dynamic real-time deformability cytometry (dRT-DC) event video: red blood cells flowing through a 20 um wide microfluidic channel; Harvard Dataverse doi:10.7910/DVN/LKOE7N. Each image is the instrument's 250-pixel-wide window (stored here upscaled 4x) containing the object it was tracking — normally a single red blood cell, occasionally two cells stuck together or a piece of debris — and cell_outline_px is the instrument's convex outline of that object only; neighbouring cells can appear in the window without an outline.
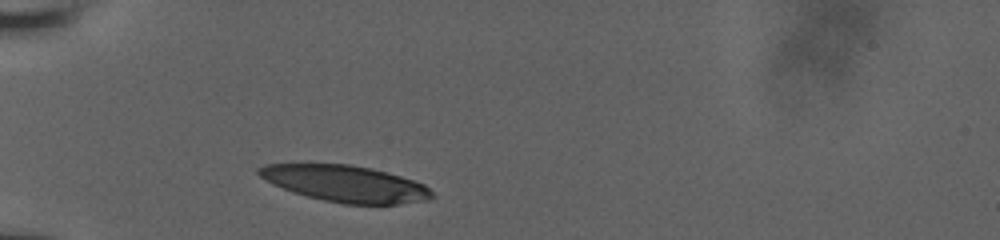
{"species": "human", "species_latin": "Homo sapiens", "temperature_condition": "room temperature", "stored_images_in_passage": 29, "camera_frame_rate_fps": 3000, "um_per_image_px": 0.085, "donor": {"sex": "male"}, "frame": {"image": 1, "passage_image": 1, "time_ms": 0.0, "image_size_px": [1000, 240], "cell_outline_px": [[436, 196], [432, 200], [396, 204], [344, 204], [324, 200], [292, 192], [260, 176], [256, 172], [256, 168], [264, 164], [352, 164], [372, 168], [400, 176], [424, 184]], "centroid_in_image_um": [29.4, 15.61], "position_along_channel_um": 55.6, "area_um2": 36.65}}
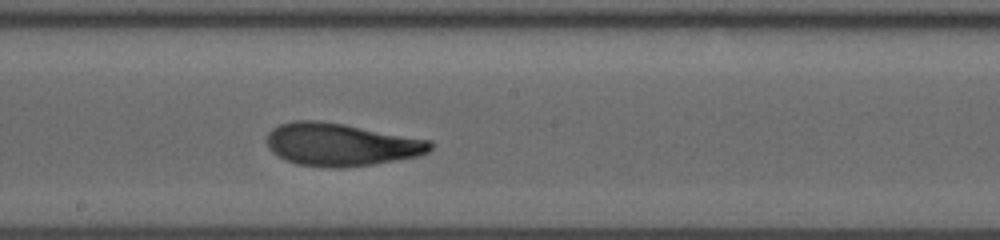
{"frame": {"image": 2, "passage_image": 15, "time_ms": 4.667, "image_size_px": [1000, 240], "cell_outline_px": [[432, 148], [428, 152], [420, 156], [372, 164], [344, 168], [328, 168], [296, 164], [284, 160], [276, 156], [268, 148], [268, 132], [272, 128], [280, 124], [292, 120], [316, 120], [344, 124], [432, 140]], "centroid_in_image_um": [28.97, 12.29], "position_along_channel_um": 219.2, "area_um2": 41.04}}
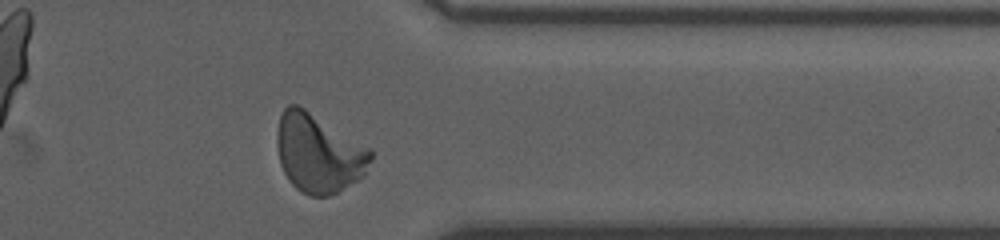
{"frame": {"image": 3, "passage_image": 28, "time_ms": 9.0, "image_size_px": [1000, 240], "cell_outline_px": [[372, 160], [364, 176], [336, 192], [328, 196], [308, 196], [296, 188], [288, 180], [280, 164], [276, 144], [276, 132], [280, 116], [284, 108], [288, 104], [296, 104], [304, 108], [372, 148]], "centroid_in_image_um": [27.08, 13.02], "position_along_channel_um": 384.3, "area_um2": 43.23}, "authors_computed_cell_mechanics": {"area_um2": 40.171, "velocity_mm_per_s": 3.9168, "shape_relaxation_time_tau1_ms": 4.8588, "shape_relaxation_time_tau2_ms": 1.3087, "deformation_change_tau1": 0.2093, "deformation_change_tau2": 0.0833}}